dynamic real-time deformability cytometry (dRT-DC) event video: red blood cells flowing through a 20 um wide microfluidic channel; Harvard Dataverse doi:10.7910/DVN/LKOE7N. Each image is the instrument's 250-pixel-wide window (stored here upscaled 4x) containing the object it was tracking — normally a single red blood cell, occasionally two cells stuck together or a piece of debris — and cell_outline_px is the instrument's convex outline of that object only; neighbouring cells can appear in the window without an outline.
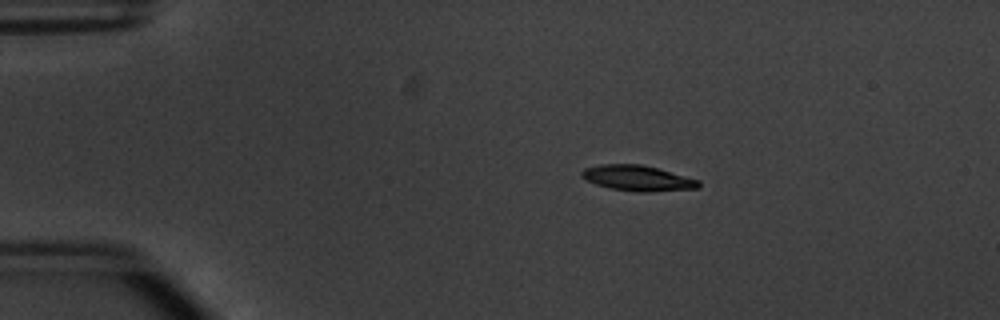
{"species": "common noctule bat (a hibernating species)", "species_latin": "Nyctalus noctula", "temperature_condition": "warm", "stored_images_in_passage": 45, "camera_frame_rate_fps": 3000, "um_per_image_px": 0.085, "animal": {"sex": "male", "body_mass_g": 20.1, "forearm_length_mm": 53.5}, "frame": {"image": 1, "passage_image": 2, "time_ms": 0.333, "image_size_px": [1000, 320], "cell_outline_px": [[700, 188], [648, 192], [640, 192], [608, 188], [596, 184], [580, 176], [580, 172], [584, 168], [600, 164], [640, 164], [656, 168], [700, 180]], "centroid_in_image_um": [54.18, 15.14], "position_along_channel_um": 30.8, "area_um2": 17.34}}
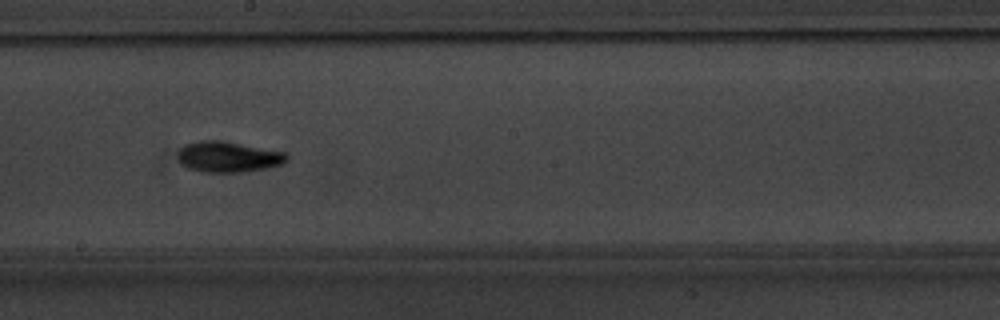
{"frame": {"image": 2, "passage_image": 22, "time_ms": 7.0, "image_size_px": [1000, 320], "cell_outline_px": [[288, 160], [284, 164], [268, 168], [240, 172], [200, 172], [188, 168], [176, 156], [180, 148], [188, 144], [200, 140], [220, 140], [288, 152]], "centroid_in_image_um": [19.45, 13.33], "position_along_channel_um": 228.7, "area_um2": 19.65}}
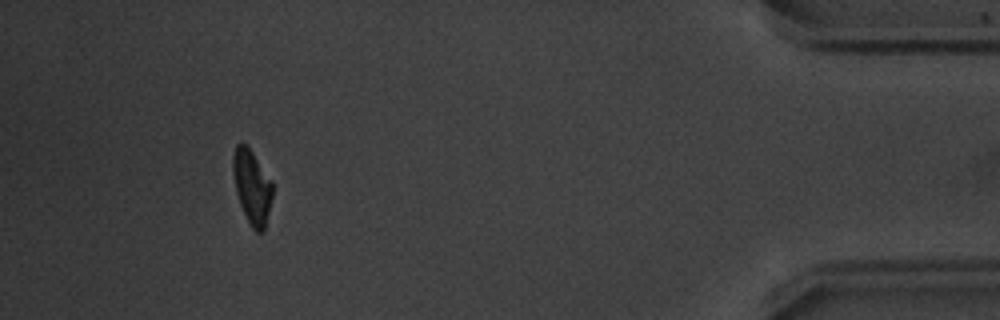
{"frame": {"image": 3, "passage_image": 41, "time_ms": 13.333, "image_size_px": [1000, 320], "cell_outline_px": [[272, 196], [264, 232], [256, 232], [252, 228], [240, 204], [236, 192], [232, 172], [232, 156], [236, 144], [244, 144], [252, 152], [272, 180]], "centroid_in_image_um": [21.41, 15.88], "position_along_channel_um": 413.8, "area_um2": 16.94}, "authors_computed_cell_mechanics": {"area_um2": 17.6868, "velocity_mm_per_s": 3.8336, "shape_relaxation_time_tau1_ms": 3.4582, "shape_relaxation_time_tau2_ms": 7.2532, "deformation_change_tau1": 0.1674, "deformation_change_tau2": 0.1448}}